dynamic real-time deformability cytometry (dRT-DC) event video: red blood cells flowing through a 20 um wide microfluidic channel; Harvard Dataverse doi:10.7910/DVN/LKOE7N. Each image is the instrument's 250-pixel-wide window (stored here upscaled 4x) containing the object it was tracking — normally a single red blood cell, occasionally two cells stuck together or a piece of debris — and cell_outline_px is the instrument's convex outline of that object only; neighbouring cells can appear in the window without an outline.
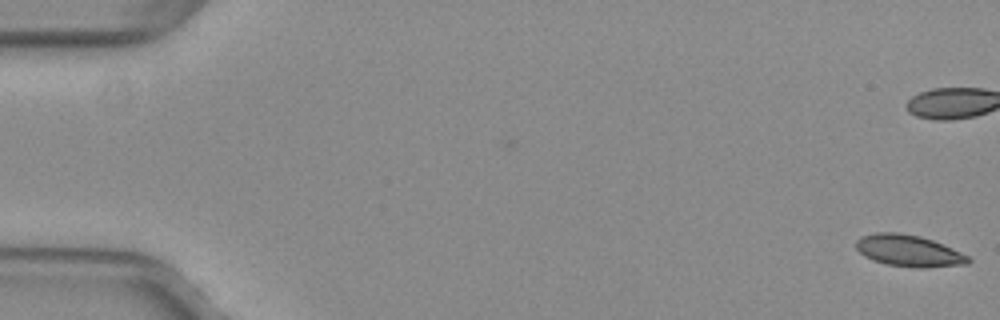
{"species": "common noctule bat (a hibernating species)", "species_latin": "Nyctalus noctula", "temperature_condition": "warm", "stored_images_in_passage": 53, "camera_frame_rate_fps": 3000, "um_per_image_px": 0.085, "animal": {"sex": "female", "body_mass_g": 29.2, "forearm_length_mm": 56.3}, "frame": {"image": 1, "passage_image": 1, "time_ms": 0.0, "image_size_px": [1000, 320], "cell_outline_px": [[972, 260], [968, 264], [924, 268], [920, 268], [888, 264], [872, 260], [864, 256], [856, 248], [856, 240], [860, 236], [876, 232], [900, 232], [920, 236], [932, 240], [952, 248], [968, 256]], "centroid_in_image_um": [77.23, 21.31], "position_along_channel_um": 7.8, "area_um2": 20.69}, "authors_computed_cell_mechanics": {"area_um2": 20.8658, "velocity_mm_per_s": 3.9941, "shape_relaxation_time_tau1_ms": null, "shape_relaxation_time_tau2_ms": 2.1838, "deformation_change_tau1": null, "deformation_change_tau2": 0.0608}}